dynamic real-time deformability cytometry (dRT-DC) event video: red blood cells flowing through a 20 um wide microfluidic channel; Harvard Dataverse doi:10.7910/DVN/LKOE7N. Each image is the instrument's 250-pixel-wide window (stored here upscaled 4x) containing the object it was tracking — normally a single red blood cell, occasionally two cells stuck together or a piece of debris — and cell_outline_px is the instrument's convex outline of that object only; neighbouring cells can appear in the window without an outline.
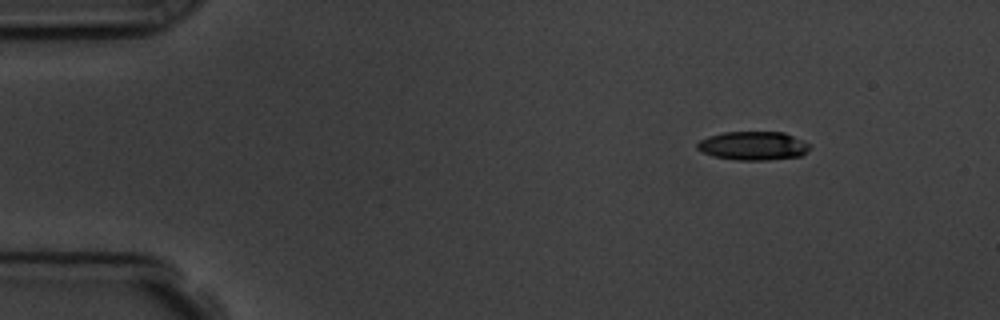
{"species": "common noctule bat (a hibernating species)", "species_latin": "Nyctalus noctula", "temperature_condition": "room temperature", "stored_images_in_passage": 3, "camera_frame_rate_fps": 3000, "um_per_image_px": 0.085, "animal": {"sex": "male", "body_mass_g": 19.5, "forearm_length_mm": 54.6}, "frame": {"image": 1, "passage_image": 1, "time_ms": 0.0, "image_size_px": [1000, 320], "cell_outline_px": [[808, 152], [800, 156], [768, 160], [736, 160], [712, 156], [696, 148], [696, 144], [700, 140], [708, 136], [724, 132], [784, 132], [804, 140], [808, 144]], "centroid_in_image_um": [64.01, 12.39], "position_along_channel_um": 21.0, "area_um2": 18.84}}